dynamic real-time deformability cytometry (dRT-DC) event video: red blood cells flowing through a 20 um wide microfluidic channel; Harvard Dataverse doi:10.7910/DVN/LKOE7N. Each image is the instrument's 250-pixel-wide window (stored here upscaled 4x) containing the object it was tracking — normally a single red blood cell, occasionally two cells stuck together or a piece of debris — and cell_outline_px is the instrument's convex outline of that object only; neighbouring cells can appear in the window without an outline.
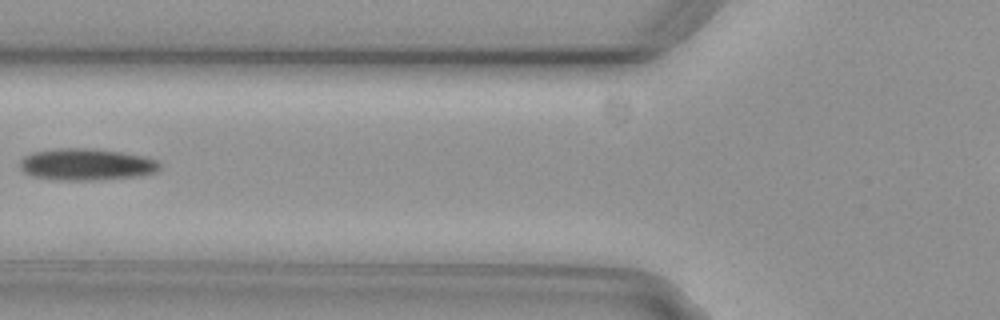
{"species": "common noctule bat (a hibernating species)", "species_latin": "Nyctalus noctula", "temperature_condition": "cold", "stored_images_in_passage": 6, "camera_frame_rate_fps": 3000, "um_per_image_px": 0.085, "animal": {"sex": "female", "body_mass_g": 29.2, "forearm_length_mm": 56.3}, "frame": {"image": 1, "passage_image": 5, "time_ms": 1.333, "image_size_px": [1000, 320], "cell_outline_px": [[160, 168], [152, 172], [136, 176], [100, 180], [56, 180], [32, 176], [24, 172], [20, 168], [20, 160], [24, 156], [32, 152], [56, 148], [84, 148], [120, 152], [140, 156], [156, 160]], "centroid_in_image_um": [7.25, 13.98], "position_along_channel_um": 118.6, "area_um2": 25.61}}